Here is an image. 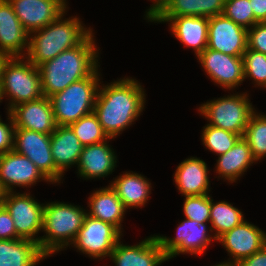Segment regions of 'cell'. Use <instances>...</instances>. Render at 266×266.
I'll list each match as a JSON object with an SVG mask.
<instances>
[{
  "mask_svg": "<svg viewBox=\"0 0 266 266\" xmlns=\"http://www.w3.org/2000/svg\"><path fill=\"white\" fill-rule=\"evenodd\" d=\"M216 241L222 243L232 257V260L224 261L222 264L234 266L244 258L258 252L266 244V233L244 220L219 236Z\"/></svg>",
  "mask_w": 266,
  "mask_h": 266,
  "instance_id": "obj_12",
  "label": "cell"
},
{
  "mask_svg": "<svg viewBox=\"0 0 266 266\" xmlns=\"http://www.w3.org/2000/svg\"><path fill=\"white\" fill-rule=\"evenodd\" d=\"M254 18L258 23L266 22V0H249Z\"/></svg>",
  "mask_w": 266,
  "mask_h": 266,
  "instance_id": "obj_40",
  "label": "cell"
},
{
  "mask_svg": "<svg viewBox=\"0 0 266 266\" xmlns=\"http://www.w3.org/2000/svg\"><path fill=\"white\" fill-rule=\"evenodd\" d=\"M63 16L64 13L54 22L29 34L28 50L24 58L36 67L78 46L92 32L76 16L64 20Z\"/></svg>",
  "mask_w": 266,
  "mask_h": 266,
  "instance_id": "obj_3",
  "label": "cell"
},
{
  "mask_svg": "<svg viewBox=\"0 0 266 266\" xmlns=\"http://www.w3.org/2000/svg\"><path fill=\"white\" fill-rule=\"evenodd\" d=\"M9 113L13 117L15 128L51 135L57 126L50 99L45 96L19 104Z\"/></svg>",
  "mask_w": 266,
  "mask_h": 266,
  "instance_id": "obj_17",
  "label": "cell"
},
{
  "mask_svg": "<svg viewBox=\"0 0 266 266\" xmlns=\"http://www.w3.org/2000/svg\"><path fill=\"white\" fill-rule=\"evenodd\" d=\"M243 221L244 215L238 208L225 201L214 203L213 199H211V227H209V231L215 232L213 233L215 234L213 235L215 239L235 226L241 224Z\"/></svg>",
  "mask_w": 266,
  "mask_h": 266,
  "instance_id": "obj_29",
  "label": "cell"
},
{
  "mask_svg": "<svg viewBox=\"0 0 266 266\" xmlns=\"http://www.w3.org/2000/svg\"><path fill=\"white\" fill-rule=\"evenodd\" d=\"M234 266H266V244L258 252L244 258Z\"/></svg>",
  "mask_w": 266,
  "mask_h": 266,
  "instance_id": "obj_39",
  "label": "cell"
},
{
  "mask_svg": "<svg viewBox=\"0 0 266 266\" xmlns=\"http://www.w3.org/2000/svg\"><path fill=\"white\" fill-rule=\"evenodd\" d=\"M206 224V222L199 223L186 218L179 223L175 238L156 235L168 261L181 253L202 255L212 239L216 240L214 236L207 233L209 228Z\"/></svg>",
  "mask_w": 266,
  "mask_h": 266,
  "instance_id": "obj_11",
  "label": "cell"
},
{
  "mask_svg": "<svg viewBox=\"0 0 266 266\" xmlns=\"http://www.w3.org/2000/svg\"><path fill=\"white\" fill-rule=\"evenodd\" d=\"M144 92L136 79L128 77L99 85L94 113L109 138L115 139L137 120L146 102Z\"/></svg>",
  "mask_w": 266,
  "mask_h": 266,
  "instance_id": "obj_1",
  "label": "cell"
},
{
  "mask_svg": "<svg viewBox=\"0 0 266 266\" xmlns=\"http://www.w3.org/2000/svg\"><path fill=\"white\" fill-rule=\"evenodd\" d=\"M203 128V145L219 156L231 149L241 138L238 134L208 124Z\"/></svg>",
  "mask_w": 266,
  "mask_h": 266,
  "instance_id": "obj_32",
  "label": "cell"
},
{
  "mask_svg": "<svg viewBox=\"0 0 266 266\" xmlns=\"http://www.w3.org/2000/svg\"><path fill=\"white\" fill-rule=\"evenodd\" d=\"M21 239L15 230L13 219L6 208L0 204V240Z\"/></svg>",
  "mask_w": 266,
  "mask_h": 266,
  "instance_id": "obj_38",
  "label": "cell"
},
{
  "mask_svg": "<svg viewBox=\"0 0 266 266\" xmlns=\"http://www.w3.org/2000/svg\"><path fill=\"white\" fill-rule=\"evenodd\" d=\"M10 124H6L0 117V155L12 151L14 147V120L12 115L7 112Z\"/></svg>",
  "mask_w": 266,
  "mask_h": 266,
  "instance_id": "obj_37",
  "label": "cell"
},
{
  "mask_svg": "<svg viewBox=\"0 0 266 266\" xmlns=\"http://www.w3.org/2000/svg\"><path fill=\"white\" fill-rule=\"evenodd\" d=\"M13 150L30 159L49 182H61L63 175L52 158L51 135L15 128Z\"/></svg>",
  "mask_w": 266,
  "mask_h": 266,
  "instance_id": "obj_9",
  "label": "cell"
},
{
  "mask_svg": "<svg viewBox=\"0 0 266 266\" xmlns=\"http://www.w3.org/2000/svg\"><path fill=\"white\" fill-rule=\"evenodd\" d=\"M247 48L266 55V22L256 23L247 30Z\"/></svg>",
  "mask_w": 266,
  "mask_h": 266,
  "instance_id": "obj_36",
  "label": "cell"
},
{
  "mask_svg": "<svg viewBox=\"0 0 266 266\" xmlns=\"http://www.w3.org/2000/svg\"><path fill=\"white\" fill-rule=\"evenodd\" d=\"M110 186L126 209L145 206L152 187L147 178L134 172L121 174Z\"/></svg>",
  "mask_w": 266,
  "mask_h": 266,
  "instance_id": "obj_25",
  "label": "cell"
},
{
  "mask_svg": "<svg viewBox=\"0 0 266 266\" xmlns=\"http://www.w3.org/2000/svg\"><path fill=\"white\" fill-rule=\"evenodd\" d=\"M45 258L36 242L27 239L0 240V266H35Z\"/></svg>",
  "mask_w": 266,
  "mask_h": 266,
  "instance_id": "obj_27",
  "label": "cell"
},
{
  "mask_svg": "<svg viewBox=\"0 0 266 266\" xmlns=\"http://www.w3.org/2000/svg\"><path fill=\"white\" fill-rule=\"evenodd\" d=\"M153 4L146 11V18L150 21L162 8H163V0H153Z\"/></svg>",
  "mask_w": 266,
  "mask_h": 266,
  "instance_id": "obj_41",
  "label": "cell"
},
{
  "mask_svg": "<svg viewBox=\"0 0 266 266\" xmlns=\"http://www.w3.org/2000/svg\"><path fill=\"white\" fill-rule=\"evenodd\" d=\"M121 235L122 233L112 224L87 215L71 245L83 254L102 259L110 257Z\"/></svg>",
  "mask_w": 266,
  "mask_h": 266,
  "instance_id": "obj_10",
  "label": "cell"
},
{
  "mask_svg": "<svg viewBox=\"0 0 266 266\" xmlns=\"http://www.w3.org/2000/svg\"><path fill=\"white\" fill-rule=\"evenodd\" d=\"M170 0H163V7L169 2Z\"/></svg>",
  "mask_w": 266,
  "mask_h": 266,
  "instance_id": "obj_45",
  "label": "cell"
},
{
  "mask_svg": "<svg viewBox=\"0 0 266 266\" xmlns=\"http://www.w3.org/2000/svg\"><path fill=\"white\" fill-rule=\"evenodd\" d=\"M244 79L252 78L257 86L266 87V55L251 49L243 53Z\"/></svg>",
  "mask_w": 266,
  "mask_h": 266,
  "instance_id": "obj_33",
  "label": "cell"
},
{
  "mask_svg": "<svg viewBox=\"0 0 266 266\" xmlns=\"http://www.w3.org/2000/svg\"><path fill=\"white\" fill-rule=\"evenodd\" d=\"M1 204L12 217L17 235L39 245V238L35 236L43 229L45 204L38 203L29 193L15 192L2 193Z\"/></svg>",
  "mask_w": 266,
  "mask_h": 266,
  "instance_id": "obj_8",
  "label": "cell"
},
{
  "mask_svg": "<svg viewBox=\"0 0 266 266\" xmlns=\"http://www.w3.org/2000/svg\"><path fill=\"white\" fill-rule=\"evenodd\" d=\"M60 5H62L65 9L67 8L66 0H56Z\"/></svg>",
  "mask_w": 266,
  "mask_h": 266,
  "instance_id": "obj_43",
  "label": "cell"
},
{
  "mask_svg": "<svg viewBox=\"0 0 266 266\" xmlns=\"http://www.w3.org/2000/svg\"><path fill=\"white\" fill-rule=\"evenodd\" d=\"M91 32L78 46L44 62L38 69L45 97L61 92L71 83L89 77L98 68V50Z\"/></svg>",
  "mask_w": 266,
  "mask_h": 266,
  "instance_id": "obj_2",
  "label": "cell"
},
{
  "mask_svg": "<svg viewBox=\"0 0 266 266\" xmlns=\"http://www.w3.org/2000/svg\"><path fill=\"white\" fill-rule=\"evenodd\" d=\"M86 216V210L77 205L64 202H50L44 205L42 231L46 235L38 237L40 251L49 257L71 245Z\"/></svg>",
  "mask_w": 266,
  "mask_h": 266,
  "instance_id": "obj_4",
  "label": "cell"
},
{
  "mask_svg": "<svg viewBox=\"0 0 266 266\" xmlns=\"http://www.w3.org/2000/svg\"><path fill=\"white\" fill-rule=\"evenodd\" d=\"M222 14L247 30L258 23L249 0H226Z\"/></svg>",
  "mask_w": 266,
  "mask_h": 266,
  "instance_id": "obj_34",
  "label": "cell"
},
{
  "mask_svg": "<svg viewBox=\"0 0 266 266\" xmlns=\"http://www.w3.org/2000/svg\"><path fill=\"white\" fill-rule=\"evenodd\" d=\"M24 57H9L2 68L0 102L10 97L8 110L15 106L44 96L38 67Z\"/></svg>",
  "mask_w": 266,
  "mask_h": 266,
  "instance_id": "obj_6",
  "label": "cell"
},
{
  "mask_svg": "<svg viewBox=\"0 0 266 266\" xmlns=\"http://www.w3.org/2000/svg\"><path fill=\"white\" fill-rule=\"evenodd\" d=\"M28 41L29 33L20 23L11 3L0 0V51L9 57H24L28 50Z\"/></svg>",
  "mask_w": 266,
  "mask_h": 266,
  "instance_id": "obj_20",
  "label": "cell"
},
{
  "mask_svg": "<svg viewBox=\"0 0 266 266\" xmlns=\"http://www.w3.org/2000/svg\"><path fill=\"white\" fill-rule=\"evenodd\" d=\"M214 266H231V265H227V264L220 263V264H217V265H214Z\"/></svg>",
  "mask_w": 266,
  "mask_h": 266,
  "instance_id": "obj_44",
  "label": "cell"
},
{
  "mask_svg": "<svg viewBox=\"0 0 266 266\" xmlns=\"http://www.w3.org/2000/svg\"><path fill=\"white\" fill-rule=\"evenodd\" d=\"M40 179L49 182L34 163L12 150L0 155V193L13 192V187H28Z\"/></svg>",
  "mask_w": 266,
  "mask_h": 266,
  "instance_id": "obj_15",
  "label": "cell"
},
{
  "mask_svg": "<svg viewBox=\"0 0 266 266\" xmlns=\"http://www.w3.org/2000/svg\"><path fill=\"white\" fill-rule=\"evenodd\" d=\"M207 48L231 56H243L247 49V29L223 14L209 17Z\"/></svg>",
  "mask_w": 266,
  "mask_h": 266,
  "instance_id": "obj_13",
  "label": "cell"
},
{
  "mask_svg": "<svg viewBox=\"0 0 266 266\" xmlns=\"http://www.w3.org/2000/svg\"><path fill=\"white\" fill-rule=\"evenodd\" d=\"M88 203L87 215L112 224L122 233L121 223L127 209L110 185L94 191Z\"/></svg>",
  "mask_w": 266,
  "mask_h": 266,
  "instance_id": "obj_24",
  "label": "cell"
},
{
  "mask_svg": "<svg viewBox=\"0 0 266 266\" xmlns=\"http://www.w3.org/2000/svg\"><path fill=\"white\" fill-rule=\"evenodd\" d=\"M83 147L70 126H56L51 134V153L55 168L63 175L67 168L78 165Z\"/></svg>",
  "mask_w": 266,
  "mask_h": 266,
  "instance_id": "obj_23",
  "label": "cell"
},
{
  "mask_svg": "<svg viewBox=\"0 0 266 266\" xmlns=\"http://www.w3.org/2000/svg\"><path fill=\"white\" fill-rule=\"evenodd\" d=\"M109 258L115 266H158L168 261L156 235L132 246L118 241Z\"/></svg>",
  "mask_w": 266,
  "mask_h": 266,
  "instance_id": "obj_16",
  "label": "cell"
},
{
  "mask_svg": "<svg viewBox=\"0 0 266 266\" xmlns=\"http://www.w3.org/2000/svg\"><path fill=\"white\" fill-rule=\"evenodd\" d=\"M183 212L187 219L195 220L199 223H210L211 196L192 195L184 196Z\"/></svg>",
  "mask_w": 266,
  "mask_h": 266,
  "instance_id": "obj_35",
  "label": "cell"
},
{
  "mask_svg": "<svg viewBox=\"0 0 266 266\" xmlns=\"http://www.w3.org/2000/svg\"><path fill=\"white\" fill-rule=\"evenodd\" d=\"M24 29L31 32L54 22L65 9L56 0H8Z\"/></svg>",
  "mask_w": 266,
  "mask_h": 266,
  "instance_id": "obj_18",
  "label": "cell"
},
{
  "mask_svg": "<svg viewBox=\"0 0 266 266\" xmlns=\"http://www.w3.org/2000/svg\"><path fill=\"white\" fill-rule=\"evenodd\" d=\"M197 58L210 79L224 89L231 90L245 80L242 56H231L206 48Z\"/></svg>",
  "mask_w": 266,
  "mask_h": 266,
  "instance_id": "obj_14",
  "label": "cell"
},
{
  "mask_svg": "<svg viewBox=\"0 0 266 266\" xmlns=\"http://www.w3.org/2000/svg\"><path fill=\"white\" fill-rule=\"evenodd\" d=\"M216 161V173L219 177L233 183L257 160L253 157L248 142L241 137L231 149L218 156Z\"/></svg>",
  "mask_w": 266,
  "mask_h": 266,
  "instance_id": "obj_26",
  "label": "cell"
},
{
  "mask_svg": "<svg viewBox=\"0 0 266 266\" xmlns=\"http://www.w3.org/2000/svg\"><path fill=\"white\" fill-rule=\"evenodd\" d=\"M151 22H170L173 35L198 56L207 48L209 18L198 16L153 17Z\"/></svg>",
  "mask_w": 266,
  "mask_h": 266,
  "instance_id": "obj_19",
  "label": "cell"
},
{
  "mask_svg": "<svg viewBox=\"0 0 266 266\" xmlns=\"http://www.w3.org/2000/svg\"><path fill=\"white\" fill-rule=\"evenodd\" d=\"M99 76L97 68L89 77L71 83L49 97L57 126H69L82 116L94 112Z\"/></svg>",
  "mask_w": 266,
  "mask_h": 266,
  "instance_id": "obj_5",
  "label": "cell"
},
{
  "mask_svg": "<svg viewBox=\"0 0 266 266\" xmlns=\"http://www.w3.org/2000/svg\"><path fill=\"white\" fill-rule=\"evenodd\" d=\"M256 113L251 116L243 138L248 142L253 157L259 161L266 156V115Z\"/></svg>",
  "mask_w": 266,
  "mask_h": 266,
  "instance_id": "obj_31",
  "label": "cell"
},
{
  "mask_svg": "<svg viewBox=\"0 0 266 266\" xmlns=\"http://www.w3.org/2000/svg\"><path fill=\"white\" fill-rule=\"evenodd\" d=\"M226 0H170L154 17L221 15Z\"/></svg>",
  "mask_w": 266,
  "mask_h": 266,
  "instance_id": "obj_28",
  "label": "cell"
},
{
  "mask_svg": "<svg viewBox=\"0 0 266 266\" xmlns=\"http://www.w3.org/2000/svg\"><path fill=\"white\" fill-rule=\"evenodd\" d=\"M247 93L223 96L201 104L198 111L207 118L208 125L243 137L251 116L256 112Z\"/></svg>",
  "mask_w": 266,
  "mask_h": 266,
  "instance_id": "obj_7",
  "label": "cell"
},
{
  "mask_svg": "<svg viewBox=\"0 0 266 266\" xmlns=\"http://www.w3.org/2000/svg\"><path fill=\"white\" fill-rule=\"evenodd\" d=\"M107 140L84 146L77 165L78 174L83 179L106 177L116 167L117 157Z\"/></svg>",
  "mask_w": 266,
  "mask_h": 266,
  "instance_id": "obj_21",
  "label": "cell"
},
{
  "mask_svg": "<svg viewBox=\"0 0 266 266\" xmlns=\"http://www.w3.org/2000/svg\"><path fill=\"white\" fill-rule=\"evenodd\" d=\"M9 59V56L3 52L0 51V83H1V75H2V68L4 63Z\"/></svg>",
  "mask_w": 266,
  "mask_h": 266,
  "instance_id": "obj_42",
  "label": "cell"
},
{
  "mask_svg": "<svg viewBox=\"0 0 266 266\" xmlns=\"http://www.w3.org/2000/svg\"><path fill=\"white\" fill-rule=\"evenodd\" d=\"M83 146L98 144L109 138L99 123L97 115L92 112L82 116L69 125Z\"/></svg>",
  "mask_w": 266,
  "mask_h": 266,
  "instance_id": "obj_30",
  "label": "cell"
},
{
  "mask_svg": "<svg viewBox=\"0 0 266 266\" xmlns=\"http://www.w3.org/2000/svg\"><path fill=\"white\" fill-rule=\"evenodd\" d=\"M207 164L200 158L190 157L181 162L175 170L174 182L184 196L209 194Z\"/></svg>",
  "mask_w": 266,
  "mask_h": 266,
  "instance_id": "obj_22",
  "label": "cell"
}]
</instances>
